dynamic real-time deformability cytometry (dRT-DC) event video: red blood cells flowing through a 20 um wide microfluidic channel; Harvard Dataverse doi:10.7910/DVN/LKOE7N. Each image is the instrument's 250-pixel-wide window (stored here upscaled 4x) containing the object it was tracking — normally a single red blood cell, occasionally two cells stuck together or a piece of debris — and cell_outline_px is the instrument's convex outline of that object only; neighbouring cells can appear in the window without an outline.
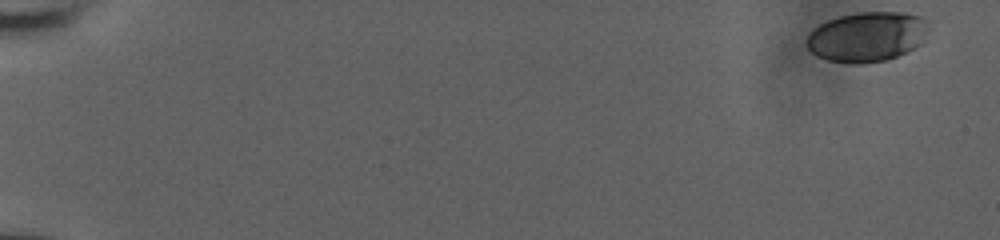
{"species": "human", "species_latin": "Homo sapiens", "temperature_condition": "room temperature", "stored_images_in_passage": 10, "camera_frame_rate_fps": 3000, "um_per_image_px": 0.085, "donor": {"sex": "male"}, "frame": {"image": 1, "passage_image": 1, "time_ms": 0.0, "image_size_px": [1000, 240], "cell_outline_px": [[932, 28], [920, 44], [896, 56], [884, 60], [860, 64], [848, 64], [828, 60], [816, 56], [808, 48], [808, 36], [820, 24], [828, 20], [840, 16], [864, 12], [900, 12], [924, 16], [928, 20]], "centroid_in_image_um": [73.77, 3.11], "position_along_channel_um": 11.2, "area_um2": 35.49}}
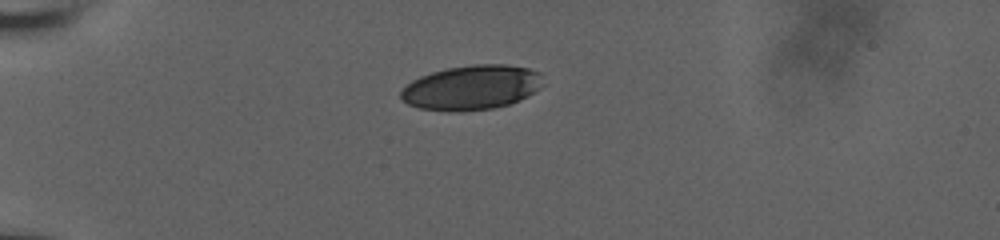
{"frame": {"image": 2, "passage_image": 7, "time_ms": 2.0, "image_size_px": [1000, 240], "cell_outline_px": [[540, 88], [508, 104], [492, 108], [460, 112], [448, 112], [420, 108], [408, 104], [400, 100], [400, 92], [412, 80], [420, 76], [432, 72], [448, 68], [472, 64], [504, 64], [528, 68], [540, 72]], "centroid_in_image_um": [40.02, 7.44], "position_along_channel_um": 45.0, "area_um2": 36.7}}
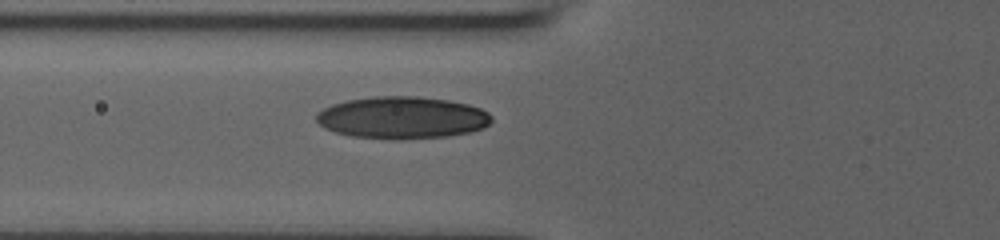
{"frame": {"image": 3, "passage_image": 10, "time_ms": 3.0, "image_size_px": [1000, 240], "cell_outline_px": [[492, 120], [484, 128], [468, 132], [448, 136], [400, 140], [392, 140], [352, 136], [336, 132], [324, 128], [316, 120], [316, 112], [332, 104], [348, 100], [376, 96], [420, 96], [448, 100], [468, 104], [480, 108], [488, 112], [492, 116]], "centroid_in_image_um": [34.19, 10.0], "position_along_channel_um": 91.6, "area_um2": 43.29}}